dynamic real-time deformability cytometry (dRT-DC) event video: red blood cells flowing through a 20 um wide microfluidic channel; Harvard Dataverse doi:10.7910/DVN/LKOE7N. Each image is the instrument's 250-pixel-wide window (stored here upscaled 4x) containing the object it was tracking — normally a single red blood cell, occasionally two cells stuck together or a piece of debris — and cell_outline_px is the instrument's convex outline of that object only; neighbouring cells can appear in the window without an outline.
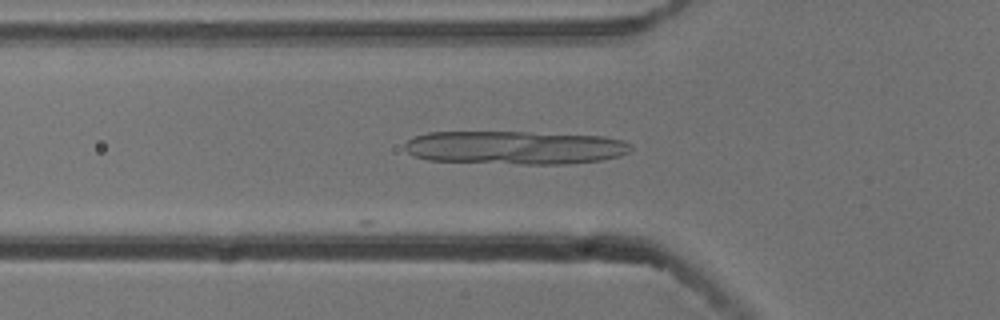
{"species": "common noctule bat (a hibernating species)", "species_latin": "Nyctalus noctula", "temperature_condition": "cold", "stored_images_in_passage": 15, "camera_frame_rate_fps": 3000, "um_per_image_px": 0.085, "animal": {"sex": "male", "body_mass_g": 13.3}, "frame": {"image": 1, "passage_image": 3, "time_ms": 0.667, "image_size_px": [1000, 320], "cell_outline_px": [[632, 148], [628, 152], [620, 156], [600, 160], [568, 164], [520, 164], [428, 160], [412, 156], [404, 148], [404, 144], [408, 140], [416, 136], [428, 132], [528, 132], [604, 136], [624, 140], [632, 144]], "centroid_in_image_um": [43.79, 12.54], "position_along_channel_um": 82.0, "area_um2": 44.33}}
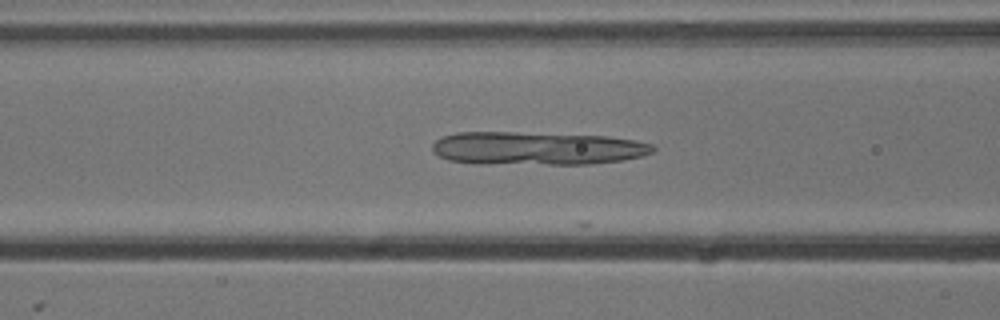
{"frame": {"image": 2, "passage_image": 6, "time_ms": 1.667, "image_size_px": [1000, 320], "cell_outline_px": [[656, 148], [652, 152], [644, 156], [624, 160], [592, 164], [476, 164], [448, 160], [432, 152], [432, 144], [436, 140], [444, 136], [456, 132], [516, 132], [608, 136], [636, 140], [652, 144]], "centroid_in_image_um": [45.65, 12.61], "position_along_channel_um": 121.0, "area_um2": 43.23}}
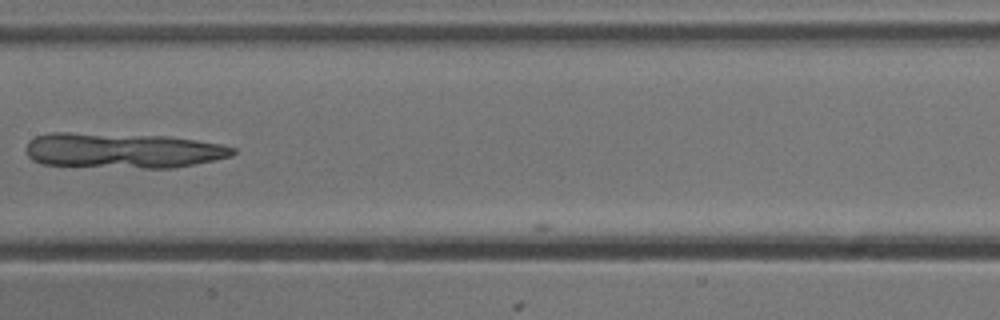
{"frame": {"image": 3, "passage_image": 12, "time_ms": 3.667, "image_size_px": [1000, 320], "cell_outline_px": [[236, 152], [232, 156], [172, 168], [144, 168], [40, 164], [32, 160], [28, 156], [24, 148], [28, 140], [36, 136], [52, 132], [68, 132], [168, 136], [196, 140], [220, 144], [236, 148]], "centroid_in_image_um": [10.37, 12.78], "position_along_channel_um": 197.0, "area_um2": 42.6}}